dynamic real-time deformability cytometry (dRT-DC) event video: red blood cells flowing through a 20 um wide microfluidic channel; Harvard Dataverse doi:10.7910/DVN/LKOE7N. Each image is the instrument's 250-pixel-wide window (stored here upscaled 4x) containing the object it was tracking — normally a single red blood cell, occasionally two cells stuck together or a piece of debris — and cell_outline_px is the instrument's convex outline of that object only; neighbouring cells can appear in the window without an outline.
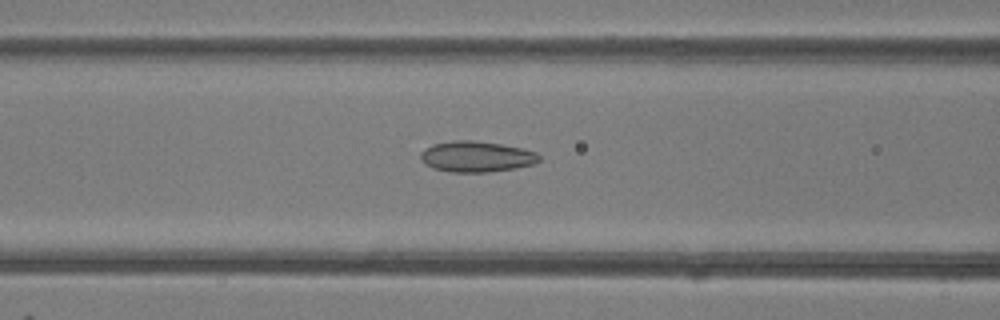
{"species": "common noctule bat (a hibernating species)", "species_latin": "Nyctalus noctula", "temperature_condition": "room temperature", "stored_images_in_passage": 49, "camera_frame_rate_fps": 3000, "um_per_image_px": 0.085, "animal": {"sex": "female"}, "frame": {"image": 1, "passage_image": 20, "time_ms": 6.333, "image_size_px": [1000, 320], "cell_outline_px": [[540, 160], [532, 164], [516, 168], [488, 172], [448, 172], [432, 168], [420, 156], [420, 152], [424, 148], [432, 144], [452, 140], [472, 140], [500, 144], [520, 148], [536, 152], [540, 156]], "centroid_in_image_um": [40.48, 13.31], "position_along_channel_um": 126.1, "area_um2": 21.21}}
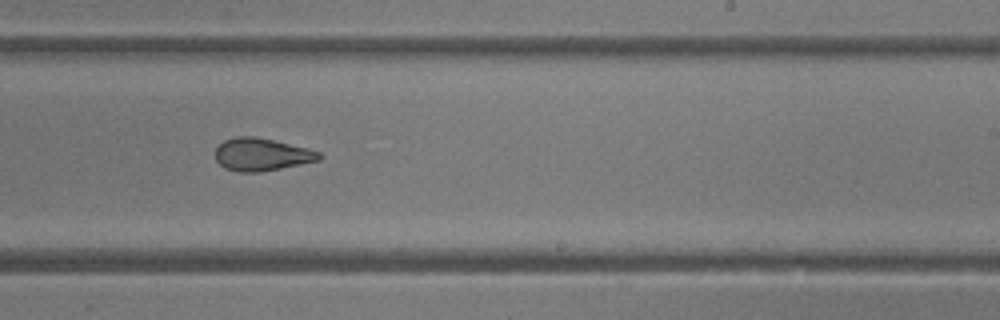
{"frame": {"image": 2, "passage_image": 30, "time_ms": 9.667, "image_size_px": [1000, 320], "cell_outline_px": [[324, 156], [320, 160], [260, 172], [240, 172], [224, 168], [216, 160], [216, 148], [224, 140], [236, 136], [252, 136], [272, 140], [308, 148], [320, 152]], "centroid_in_image_um": [22.25, 13.13], "position_along_channel_um": 266.8, "area_um2": 19.65}}
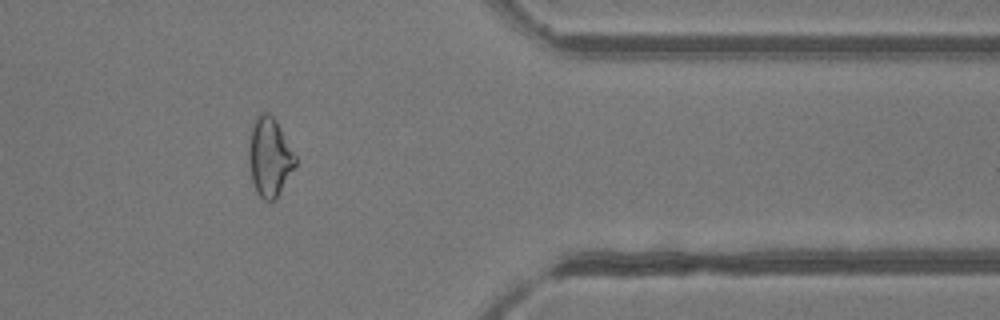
{"frame": {"image": 3, "passage_image": 40, "time_ms": 13.0, "image_size_px": [1000, 320], "cell_outline_px": [[296, 164], [276, 196], [272, 200], [264, 200], [256, 192], [252, 180], [248, 160], [248, 144], [252, 128], [256, 116], [260, 112], [268, 112], [276, 120], [296, 156]], "centroid_in_image_um": [22.88, 13.3], "position_along_channel_um": 388.5, "area_um2": 21.04}, "authors_computed_cell_mechanics": {"area_um2": 22.7732, "velocity_mm_per_s": 4.2188, "shape_relaxation_time_tau1_ms": 5.8915, "shape_relaxation_time_tau2_ms": 2.0041, "deformation_change_tau1": 0.1478, "deformation_change_tau2": 0.0951}}